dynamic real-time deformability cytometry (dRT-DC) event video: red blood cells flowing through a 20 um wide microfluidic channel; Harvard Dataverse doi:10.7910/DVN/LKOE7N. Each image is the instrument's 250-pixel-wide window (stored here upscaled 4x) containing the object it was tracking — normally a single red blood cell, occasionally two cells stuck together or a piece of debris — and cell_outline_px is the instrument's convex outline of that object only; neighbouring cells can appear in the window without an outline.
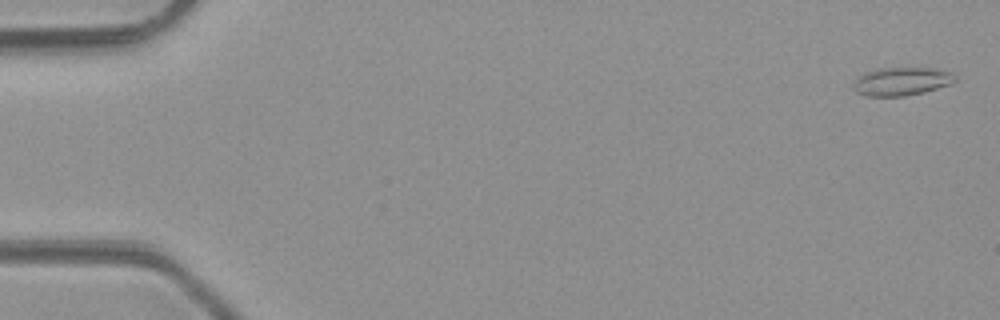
{"species": "common noctule bat (a hibernating species)", "species_latin": "Nyctalus noctula", "temperature_condition": "room temperature", "stored_images_in_passage": 5, "camera_frame_rate_fps": 3000, "um_per_image_px": 0.085, "animal": {"sex": "male", "body_mass_g": 23.1, "forearm_length_mm": 52.7}, "frame": {"image": 1, "passage_image": 1, "time_ms": 0.0, "image_size_px": [1000, 320], "cell_outline_px": [[956, 80], [948, 84], [924, 92], [904, 96], [868, 96], [856, 92], [852, 88], [852, 84], [864, 72], [876, 68], [936, 68], [948, 72], [956, 76]], "centroid_in_image_um": [76.58, 6.91], "position_along_channel_um": 8.4, "area_um2": 16.65}}